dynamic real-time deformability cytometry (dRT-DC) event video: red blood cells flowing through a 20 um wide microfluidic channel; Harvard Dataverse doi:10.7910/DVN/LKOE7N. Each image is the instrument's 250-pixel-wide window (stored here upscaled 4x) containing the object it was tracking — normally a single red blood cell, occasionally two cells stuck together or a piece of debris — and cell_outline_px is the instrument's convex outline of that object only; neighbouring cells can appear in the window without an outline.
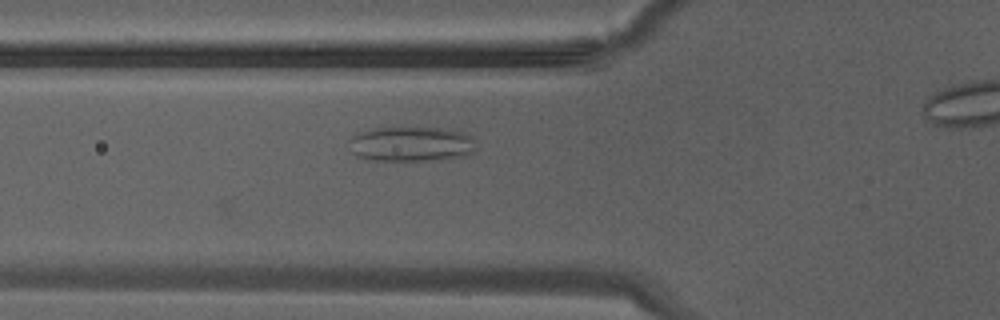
{"species": "Egyptian fruit bat (a non-hibernating species)", "species_latin": "Rousettus aegyptiacus", "temperature_condition": "warm", "stored_images_in_passage": 27, "camera_frame_rate_fps": 3000, "um_per_image_px": 0.085, "animal": {"sex": "male"}, "frame": {"image": 1, "passage_image": 8, "time_ms": 2.333, "image_size_px": [1000, 320], "cell_outline_px": [[476, 152], [464, 156], [428, 160], [372, 160], [356, 156], [352, 152], [348, 140], [352, 136], [360, 132], [372, 128], [440, 128], [464, 132], [472, 136]], "centroid_in_image_um": [34.95, 12.24], "position_along_channel_um": 90.9, "area_um2": 25.78}}
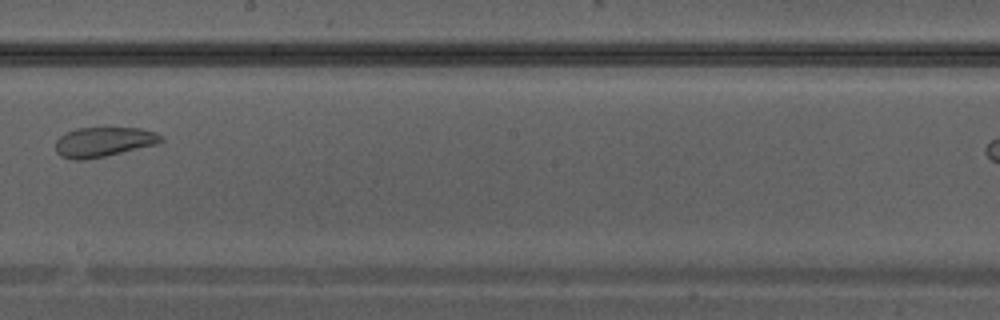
{"frame": {"image": 2, "passage_image": 16, "time_ms": 5.0, "image_size_px": [1000, 320], "cell_outline_px": [[164, 140], [156, 144], [104, 156], [84, 160], [72, 160], [60, 156], [56, 152], [56, 140], [60, 136], [76, 128], [140, 128], [156, 132], [164, 136]], "centroid_in_image_um": [8.8, 12.06], "position_along_channel_um": 239.4, "area_um2": 18.21}}